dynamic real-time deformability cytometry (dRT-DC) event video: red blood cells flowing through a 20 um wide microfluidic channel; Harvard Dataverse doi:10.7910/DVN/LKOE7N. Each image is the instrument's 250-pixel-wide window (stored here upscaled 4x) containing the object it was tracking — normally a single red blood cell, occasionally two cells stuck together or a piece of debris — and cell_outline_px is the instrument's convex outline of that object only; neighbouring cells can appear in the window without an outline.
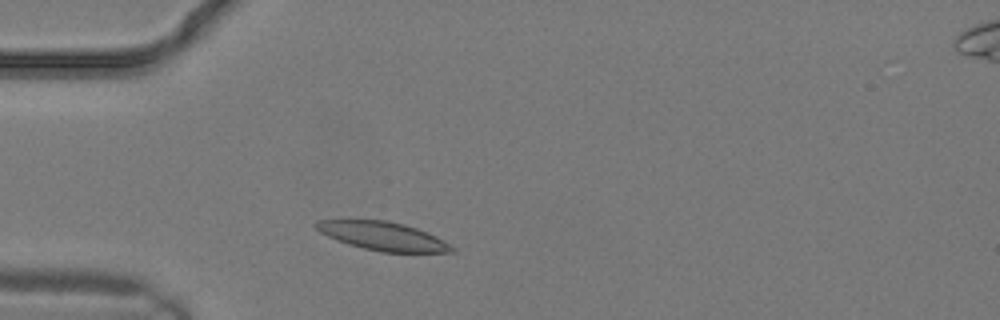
{"species": "common noctule bat (a hibernating species)", "species_latin": "Nyctalus noctula", "temperature_condition": "warm", "stored_images_in_passage": 7, "camera_frame_rate_fps": 3000, "um_per_image_px": 0.085, "animal": {"sex": "male", "body_mass_g": 19.2, "forearm_length_mm": 51.8}, "frame": {"image": 1, "passage_image": 3, "time_ms": 0.667, "image_size_px": [1000, 320], "cell_outline_px": [[456, 252], [380, 252], [348, 244], [328, 236], [320, 232], [312, 224], [316, 220], [388, 220], [404, 224], [416, 228], [436, 236], [456, 248]], "centroid_in_image_um": [32.54, 20.06], "position_along_channel_um": 52.5, "area_um2": 22.48}}
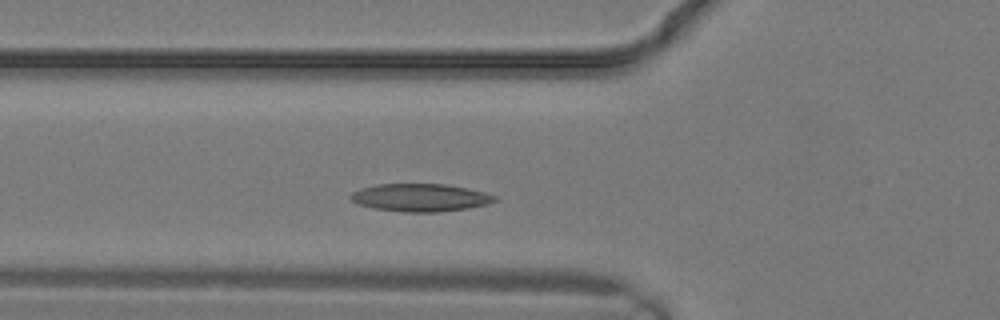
{"frame": {"image": 2, "passage_image": 5, "time_ms": 1.333, "image_size_px": [1000, 320], "cell_outline_px": [[500, 200], [488, 204], [468, 208], [440, 212], [404, 212], [372, 208], [360, 204], [352, 200], [348, 196], [352, 192], [360, 188], [376, 184], [448, 184], [468, 188], [484, 192], [496, 196]], "centroid_in_image_um": [35.75, 16.79], "position_along_channel_um": 90.0, "area_um2": 23.52}}
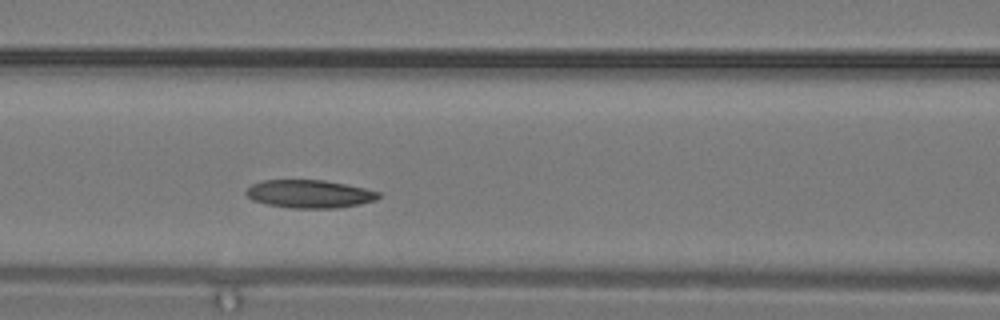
{"frame": {"image": 3, "passage_image": 7, "time_ms": 2.0, "image_size_px": [1000, 320], "cell_outline_px": [[380, 196], [376, 200], [360, 204], [336, 208], [292, 208], [268, 204], [252, 200], [244, 192], [252, 184], [264, 180], [324, 180], [364, 188], [380, 192]], "centroid_in_image_um": [26.31, 16.48], "position_along_channel_um": 140.3, "area_um2": 21.5}}